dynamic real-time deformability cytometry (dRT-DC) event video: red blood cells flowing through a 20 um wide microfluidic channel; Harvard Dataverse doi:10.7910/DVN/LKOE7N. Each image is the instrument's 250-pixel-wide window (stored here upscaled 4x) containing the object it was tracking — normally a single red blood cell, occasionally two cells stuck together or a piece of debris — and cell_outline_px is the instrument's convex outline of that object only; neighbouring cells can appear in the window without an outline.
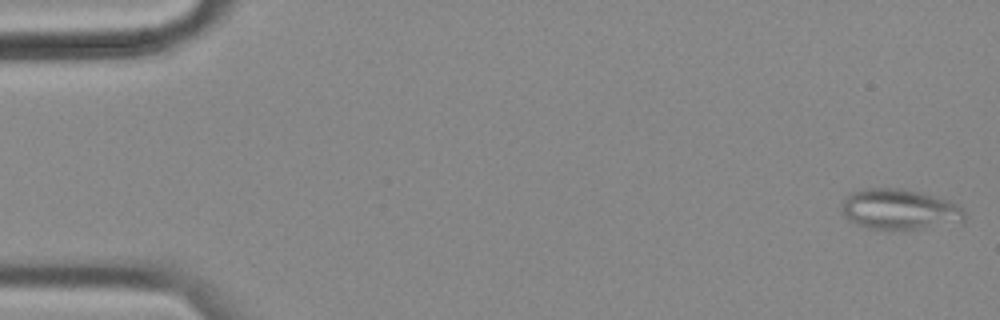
{"species": "common noctule bat (a hibernating species)", "species_latin": "Nyctalus noctula", "temperature_condition": "cold", "stored_images_in_passage": 57, "camera_frame_rate_fps": 3000, "um_per_image_px": 0.085, "animal": {"sex": "female", "body_mass_g": 18.4}, "frame": {"image": 1, "passage_image": 1, "time_ms": 0.0, "image_size_px": [1000, 320], "cell_outline_px": [[964, 224], [920, 228], [868, 228], [844, 216], [844, 200], [852, 192], [864, 188], [896, 188], [920, 192], [948, 200], [964, 208]], "centroid_in_image_um": [76.56, 17.79], "position_along_channel_um": 8.4, "area_um2": 28.55}}
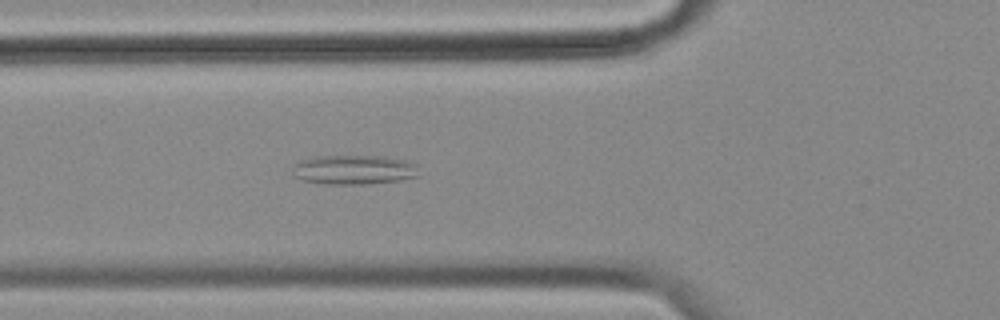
{"frame": {"image": 2, "passage_image": 20, "time_ms": 6.333, "image_size_px": [1000, 320], "cell_outline_px": [[420, 176], [400, 180], [368, 184], [324, 184], [300, 180], [292, 176], [292, 172], [296, 164], [300, 160], [316, 156], [384, 156], [408, 160], [416, 164]], "centroid_in_image_um": [30.1, 14.43], "position_along_channel_um": 95.7, "area_um2": 22.02}}
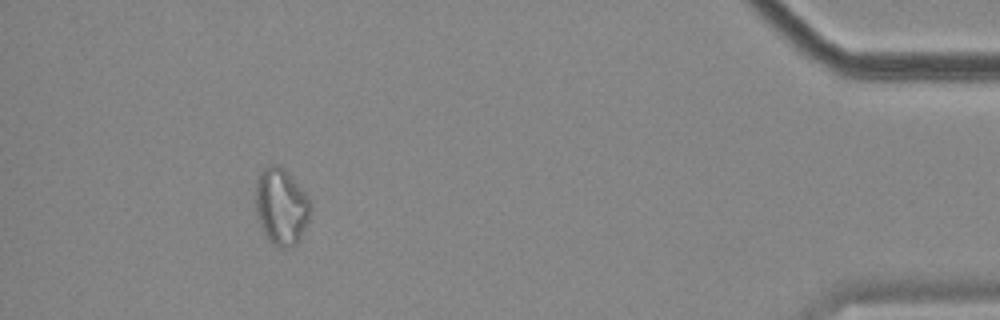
{"frame": {"image": 3, "passage_image": 52, "time_ms": 17.0, "image_size_px": [1000, 320], "cell_outline_px": [[312, 208], [308, 220], [296, 244], [276, 248], [268, 240], [260, 224], [256, 208], [256, 180], [260, 172], [268, 164], [276, 164], [284, 168], [288, 172], [308, 196]], "centroid_in_image_um": [23.9, 17.52], "position_along_channel_um": 411.3, "area_um2": 24.39}}